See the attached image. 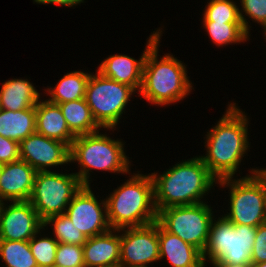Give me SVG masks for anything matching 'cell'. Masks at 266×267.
Masks as SVG:
<instances>
[{
    "label": "cell",
    "instance_id": "1",
    "mask_svg": "<svg viewBox=\"0 0 266 267\" xmlns=\"http://www.w3.org/2000/svg\"><path fill=\"white\" fill-rule=\"evenodd\" d=\"M236 105L234 102L228 104L224 115L204 138L206 155L200 157L218 181L235 177L243 157L250 149L249 117Z\"/></svg>",
    "mask_w": 266,
    "mask_h": 267
},
{
    "label": "cell",
    "instance_id": "2",
    "mask_svg": "<svg viewBox=\"0 0 266 267\" xmlns=\"http://www.w3.org/2000/svg\"><path fill=\"white\" fill-rule=\"evenodd\" d=\"M151 176L157 212L171 206L205 202L201 199L213 189L214 184L218 183L200 156L182 160L162 174L154 172Z\"/></svg>",
    "mask_w": 266,
    "mask_h": 267
},
{
    "label": "cell",
    "instance_id": "3",
    "mask_svg": "<svg viewBox=\"0 0 266 267\" xmlns=\"http://www.w3.org/2000/svg\"><path fill=\"white\" fill-rule=\"evenodd\" d=\"M160 39L148 50L144 64L142 85L138 94L149 103L166 106L180 102L193 88L186 65L172 54L160 59Z\"/></svg>",
    "mask_w": 266,
    "mask_h": 267
},
{
    "label": "cell",
    "instance_id": "4",
    "mask_svg": "<svg viewBox=\"0 0 266 267\" xmlns=\"http://www.w3.org/2000/svg\"><path fill=\"white\" fill-rule=\"evenodd\" d=\"M106 196L107 217L111 229L144 226L157 221L154 183L151 174L134 173Z\"/></svg>",
    "mask_w": 266,
    "mask_h": 267
},
{
    "label": "cell",
    "instance_id": "5",
    "mask_svg": "<svg viewBox=\"0 0 266 267\" xmlns=\"http://www.w3.org/2000/svg\"><path fill=\"white\" fill-rule=\"evenodd\" d=\"M124 142L97 131L76 136L70 146V164L78 162L74 172L83 185H90L91 170L130 174L131 162L124 151ZM90 178V179H89Z\"/></svg>",
    "mask_w": 266,
    "mask_h": 267
},
{
    "label": "cell",
    "instance_id": "6",
    "mask_svg": "<svg viewBox=\"0 0 266 267\" xmlns=\"http://www.w3.org/2000/svg\"><path fill=\"white\" fill-rule=\"evenodd\" d=\"M215 219L202 253L204 265L251 264L257 227L233 224L223 215Z\"/></svg>",
    "mask_w": 266,
    "mask_h": 267
},
{
    "label": "cell",
    "instance_id": "7",
    "mask_svg": "<svg viewBox=\"0 0 266 267\" xmlns=\"http://www.w3.org/2000/svg\"><path fill=\"white\" fill-rule=\"evenodd\" d=\"M250 170L249 175L225 178L218 184L230 191L229 212L223 216L236 225L257 227L266 223V174L257 167Z\"/></svg>",
    "mask_w": 266,
    "mask_h": 267
},
{
    "label": "cell",
    "instance_id": "8",
    "mask_svg": "<svg viewBox=\"0 0 266 267\" xmlns=\"http://www.w3.org/2000/svg\"><path fill=\"white\" fill-rule=\"evenodd\" d=\"M135 93L132 87L103 77L95 71V74H90L85 100L97 124L106 131H114Z\"/></svg>",
    "mask_w": 266,
    "mask_h": 267
},
{
    "label": "cell",
    "instance_id": "9",
    "mask_svg": "<svg viewBox=\"0 0 266 267\" xmlns=\"http://www.w3.org/2000/svg\"><path fill=\"white\" fill-rule=\"evenodd\" d=\"M82 186L74 172L38 171L28 201L45 221L52 215L65 213L70 201Z\"/></svg>",
    "mask_w": 266,
    "mask_h": 267
},
{
    "label": "cell",
    "instance_id": "10",
    "mask_svg": "<svg viewBox=\"0 0 266 267\" xmlns=\"http://www.w3.org/2000/svg\"><path fill=\"white\" fill-rule=\"evenodd\" d=\"M213 213L215 212L207 202L171 206L158 211L157 222L166 231L177 235L203 253L215 217Z\"/></svg>",
    "mask_w": 266,
    "mask_h": 267
},
{
    "label": "cell",
    "instance_id": "11",
    "mask_svg": "<svg viewBox=\"0 0 266 267\" xmlns=\"http://www.w3.org/2000/svg\"><path fill=\"white\" fill-rule=\"evenodd\" d=\"M157 261H160L157 221L120 229V267H150L148 264Z\"/></svg>",
    "mask_w": 266,
    "mask_h": 267
},
{
    "label": "cell",
    "instance_id": "12",
    "mask_svg": "<svg viewBox=\"0 0 266 267\" xmlns=\"http://www.w3.org/2000/svg\"><path fill=\"white\" fill-rule=\"evenodd\" d=\"M98 200L91 185H83L70 201L65 214L87 238L111 230L107 217L106 200Z\"/></svg>",
    "mask_w": 266,
    "mask_h": 267
},
{
    "label": "cell",
    "instance_id": "13",
    "mask_svg": "<svg viewBox=\"0 0 266 267\" xmlns=\"http://www.w3.org/2000/svg\"><path fill=\"white\" fill-rule=\"evenodd\" d=\"M0 206V239L29 241L44 228V221L29 201H10Z\"/></svg>",
    "mask_w": 266,
    "mask_h": 267
},
{
    "label": "cell",
    "instance_id": "14",
    "mask_svg": "<svg viewBox=\"0 0 266 267\" xmlns=\"http://www.w3.org/2000/svg\"><path fill=\"white\" fill-rule=\"evenodd\" d=\"M20 160L38 171H52L70 160V147L59 140L34 132L19 143ZM48 168V169H47Z\"/></svg>",
    "mask_w": 266,
    "mask_h": 267
},
{
    "label": "cell",
    "instance_id": "15",
    "mask_svg": "<svg viewBox=\"0 0 266 267\" xmlns=\"http://www.w3.org/2000/svg\"><path fill=\"white\" fill-rule=\"evenodd\" d=\"M162 28L153 31L147 38L146 48L139 60L125 54H113L104 59L98 69L103 77L126 84L139 92L142 85L143 64L148 50L161 39Z\"/></svg>",
    "mask_w": 266,
    "mask_h": 267
},
{
    "label": "cell",
    "instance_id": "16",
    "mask_svg": "<svg viewBox=\"0 0 266 267\" xmlns=\"http://www.w3.org/2000/svg\"><path fill=\"white\" fill-rule=\"evenodd\" d=\"M36 172L22 160L3 164L0 172V202L28 201Z\"/></svg>",
    "mask_w": 266,
    "mask_h": 267
},
{
    "label": "cell",
    "instance_id": "17",
    "mask_svg": "<svg viewBox=\"0 0 266 267\" xmlns=\"http://www.w3.org/2000/svg\"><path fill=\"white\" fill-rule=\"evenodd\" d=\"M120 229L87 238L83 245L85 267H120Z\"/></svg>",
    "mask_w": 266,
    "mask_h": 267
},
{
    "label": "cell",
    "instance_id": "18",
    "mask_svg": "<svg viewBox=\"0 0 266 267\" xmlns=\"http://www.w3.org/2000/svg\"><path fill=\"white\" fill-rule=\"evenodd\" d=\"M160 260L167 259L170 267H205L202 252L166 231L158 223Z\"/></svg>",
    "mask_w": 266,
    "mask_h": 267
},
{
    "label": "cell",
    "instance_id": "19",
    "mask_svg": "<svg viewBox=\"0 0 266 267\" xmlns=\"http://www.w3.org/2000/svg\"><path fill=\"white\" fill-rule=\"evenodd\" d=\"M36 132L64 142L69 147L75 139L59 105L51 103L47 99L39 100L36 105Z\"/></svg>",
    "mask_w": 266,
    "mask_h": 267
},
{
    "label": "cell",
    "instance_id": "20",
    "mask_svg": "<svg viewBox=\"0 0 266 267\" xmlns=\"http://www.w3.org/2000/svg\"><path fill=\"white\" fill-rule=\"evenodd\" d=\"M41 94L28 79H10L0 89V109L19 111L36 106Z\"/></svg>",
    "mask_w": 266,
    "mask_h": 267
},
{
    "label": "cell",
    "instance_id": "21",
    "mask_svg": "<svg viewBox=\"0 0 266 267\" xmlns=\"http://www.w3.org/2000/svg\"><path fill=\"white\" fill-rule=\"evenodd\" d=\"M36 132V106L19 111L0 109V135L20 143Z\"/></svg>",
    "mask_w": 266,
    "mask_h": 267
},
{
    "label": "cell",
    "instance_id": "22",
    "mask_svg": "<svg viewBox=\"0 0 266 267\" xmlns=\"http://www.w3.org/2000/svg\"><path fill=\"white\" fill-rule=\"evenodd\" d=\"M91 72L71 71L65 74L55 87H48L44 91L49 94L47 100L54 104L65 103L85 98L86 86Z\"/></svg>",
    "mask_w": 266,
    "mask_h": 267
},
{
    "label": "cell",
    "instance_id": "23",
    "mask_svg": "<svg viewBox=\"0 0 266 267\" xmlns=\"http://www.w3.org/2000/svg\"><path fill=\"white\" fill-rule=\"evenodd\" d=\"M71 133L76 137L102 130L95 121L85 98L59 103Z\"/></svg>",
    "mask_w": 266,
    "mask_h": 267
},
{
    "label": "cell",
    "instance_id": "24",
    "mask_svg": "<svg viewBox=\"0 0 266 267\" xmlns=\"http://www.w3.org/2000/svg\"><path fill=\"white\" fill-rule=\"evenodd\" d=\"M202 23L209 38L218 47L245 43L249 40V35L245 32L242 22L203 21Z\"/></svg>",
    "mask_w": 266,
    "mask_h": 267
},
{
    "label": "cell",
    "instance_id": "25",
    "mask_svg": "<svg viewBox=\"0 0 266 267\" xmlns=\"http://www.w3.org/2000/svg\"><path fill=\"white\" fill-rule=\"evenodd\" d=\"M0 259L5 267H38L29 241L0 239Z\"/></svg>",
    "mask_w": 266,
    "mask_h": 267
},
{
    "label": "cell",
    "instance_id": "26",
    "mask_svg": "<svg viewBox=\"0 0 266 267\" xmlns=\"http://www.w3.org/2000/svg\"><path fill=\"white\" fill-rule=\"evenodd\" d=\"M47 225H52V234H54L53 236L58 243L83 246L87 240V237L73 225V222L65 213L48 217L44 221V228L46 230L48 229Z\"/></svg>",
    "mask_w": 266,
    "mask_h": 267
},
{
    "label": "cell",
    "instance_id": "27",
    "mask_svg": "<svg viewBox=\"0 0 266 267\" xmlns=\"http://www.w3.org/2000/svg\"><path fill=\"white\" fill-rule=\"evenodd\" d=\"M203 13V21L242 22L240 6L233 0H208Z\"/></svg>",
    "mask_w": 266,
    "mask_h": 267
},
{
    "label": "cell",
    "instance_id": "28",
    "mask_svg": "<svg viewBox=\"0 0 266 267\" xmlns=\"http://www.w3.org/2000/svg\"><path fill=\"white\" fill-rule=\"evenodd\" d=\"M40 234V237L38 236ZM39 231L30 240L29 245L38 267H51L55 264L58 241L43 235ZM38 238V239H37Z\"/></svg>",
    "mask_w": 266,
    "mask_h": 267
},
{
    "label": "cell",
    "instance_id": "29",
    "mask_svg": "<svg viewBox=\"0 0 266 267\" xmlns=\"http://www.w3.org/2000/svg\"><path fill=\"white\" fill-rule=\"evenodd\" d=\"M240 3V17L245 32L249 36L251 35V26L249 25L250 21L248 19L259 24L264 29L266 27V0H240Z\"/></svg>",
    "mask_w": 266,
    "mask_h": 267
},
{
    "label": "cell",
    "instance_id": "30",
    "mask_svg": "<svg viewBox=\"0 0 266 267\" xmlns=\"http://www.w3.org/2000/svg\"><path fill=\"white\" fill-rule=\"evenodd\" d=\"M55 264L62 267H85L83 246L59 243L55 255Z\"/></svg>",
    "mask_w": 266,
    "mask_h": 267
},
{
    "label": "cell",
    "instance_id": "31",
    "mask_svg": "<svg viewBox=\"0 0 266 267\" xmlns=\"http://www.w3.org/2000/svg\"><path fill=\"white\" fill-rule=\"evenodd\" d=\"M20 160L19 143L0 135V163L8 164Z\"/></svg>",
    "mask_w": 266,
    "mask_h": 267
},
{
    "label": "cell",
    "instance_id": "32",
    "mask_svg": "<svg viewBox=\"0 0 266 267\" xmlns=\"http://www.w3.org/2000/svg\"><path fill=\"white\" fill-rule=\"evenodd\" d=\"M261 262H266V223L257 226L252 251V263Z\"/></svg>",
    "mask_w": 266,
    "mask_h": 267
},
{
    "label": "cell",
    "instance_id": "33",
    "mask_svg": "<svg viewBox=\"0 0 266 267\" xmlns=\"http://www.w3.org/2000/svg\"><path fill=\"white\" fill-rule=\"evenodd\" d=\"M34 3H37V4H58V5H61V6H67V7H73V6H76V5H80L81 3L84 2V0H33Z\"/></svg>",
    "mask_w": 266,
    "mask_h": 267
},
{
    "label": "cell",
    "instance_id": "34",
    "mask_svg": "<svg viewBox=\"0 0 266 267\" xmlns=\"http://www.w3.org/2000/svg\"><path fill=\"white\" fill-rule=\"evenodd\" d=\"M216 267H250V264H218Z\"/></svg>",
    "mask_w": 266,
    "mask_h": 267
},
{
    "label": "cell",
    "instance_id": "35",
    "mask_svg": "<svg viewBox=\"0 0 266 267\" xmlns=\"http://www.w3.org/2000/svg\"><path fill=\"white\" fill-rule=\"evenodd\" d=\"M250 267H266V262L261 263H251Z\"/></svg>",
    "mask_w": 266,
    "mask_h": 267
},
{
    "label": "cell",
    "instance_id": "36",
    "mask_svg": "<svg viewBox=\"0 0 266 267\" xmlns=\"http://www.w3.org/2000/svg\"><path fill=\"white\" fill-rule=\"evenodd\" d=\"M263 34H264V37H266V27L263 29ZM265 40H266V38H265Z\"/></svg>",
    "mask_w": 266,
    "mask_h": 267
},
{
    "label": "cell",
    "instance_id": "37",
    "mask_svg": "<svg viewBox=\"0 0 266 267\" xmlns=\"http://www.w3.org/2000/svg\"><path fill=\"white\" fill-rule=\"evenodd\" d=\"M51 267H62V266H59V265L54 264Z\"/></svg>",
    "mask_w": 266,
    "mask_h": 267
},
{
    "label": "cell",
    "instance_id": "38",
    "mask_svg": "<svg viewBox=\"0 0 266 267\" xmlns=\"http://www.w3.org/2000/svg\"><path fill=\"white\" fill-rule=\"evenodd\" d=\"M263 170V172L266 174V168H261Z\"/></svg>",
    "mask_w": 266,
    "mask_h": 267
},
{
    "label": "cell",
    "instance_id": "39",
    "mask_svg": "<svg viewBox=\"0 0 266 267\" xmlns=\"http://www.w3.org/2000/svg\"><path fill=\"white\" fill-rule=\"evenodd\" d=\"M2 166H3V164L0 163V172H1Z\"/></svg>",
    "mask_w": 266,
    "mask_h": 267
}]
</instances>
